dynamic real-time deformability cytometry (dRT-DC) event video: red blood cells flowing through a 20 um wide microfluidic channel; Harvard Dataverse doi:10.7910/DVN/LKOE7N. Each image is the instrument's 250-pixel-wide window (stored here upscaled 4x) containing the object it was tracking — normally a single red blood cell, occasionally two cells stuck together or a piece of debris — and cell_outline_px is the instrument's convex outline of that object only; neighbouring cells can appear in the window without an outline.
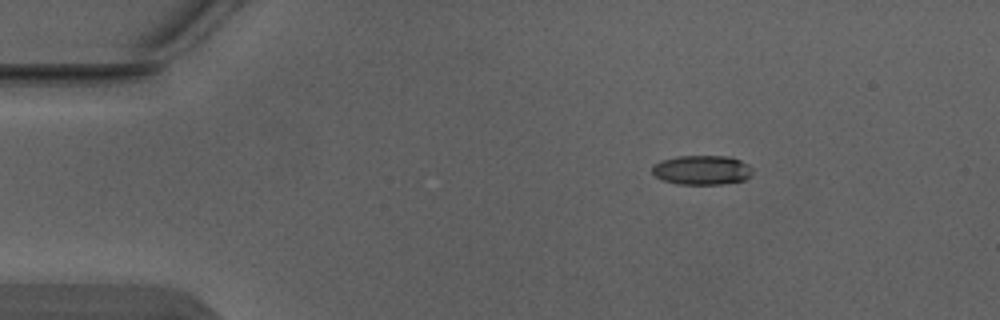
{"species": "Egyptian fruit bat (a non-hibernating species)", "species_latin": "Rousettus aegyptiacus", "temperature_condition": "warm", "stored_images_in_passage": 4, "camera_frame_rate_fps": 3000, "um_per_image_px": 0.085, "animal": {"sex": "male"}, "frame": {"image": 1, "passage_image": 2, "time_ms": 0.333, "image_size_px": [1000, 320], "cell_outline_px": [[752, 172], [744, 180], [724, 184], [676, 184], [664, 180], [656, 176], [652, 172], [652, 168], [660, 160], [676, 156], [728, 156], [740, 160], [748, 164], [752, 168]], "centroid_in_image_um": [59.66, 14.45], "position_along_channel_um": 25.3, "area_um2": 17.17}}
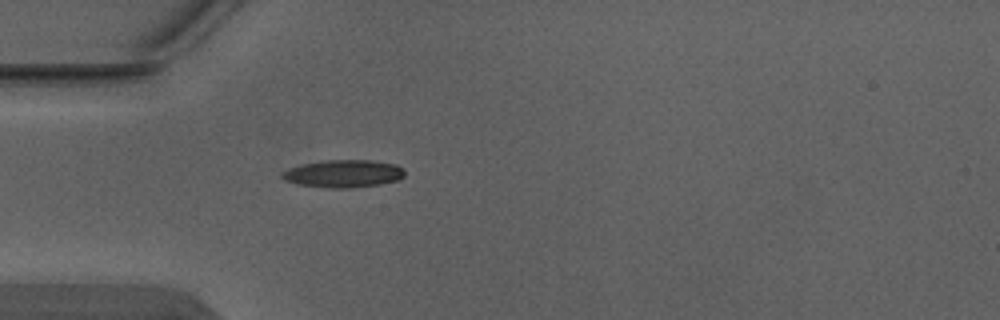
{"frame": {"image": 2, "passage_image": 4, "time_ms": 1.0, "image_size_px": [1000, 320], "cell_outline_px": [[404, 176], [396, 180], [380, 184], [352, 188], [328, 188], [300, 184], [284, 180], [280, 176], [288, 168], [304, 164], [328, 160], [368, 160], [396, 164], [404, 172]], "centroid_in_image_um": [29.19, 14.76], "position_along_channel_um": 55.8, "area_um2": 19.42}}